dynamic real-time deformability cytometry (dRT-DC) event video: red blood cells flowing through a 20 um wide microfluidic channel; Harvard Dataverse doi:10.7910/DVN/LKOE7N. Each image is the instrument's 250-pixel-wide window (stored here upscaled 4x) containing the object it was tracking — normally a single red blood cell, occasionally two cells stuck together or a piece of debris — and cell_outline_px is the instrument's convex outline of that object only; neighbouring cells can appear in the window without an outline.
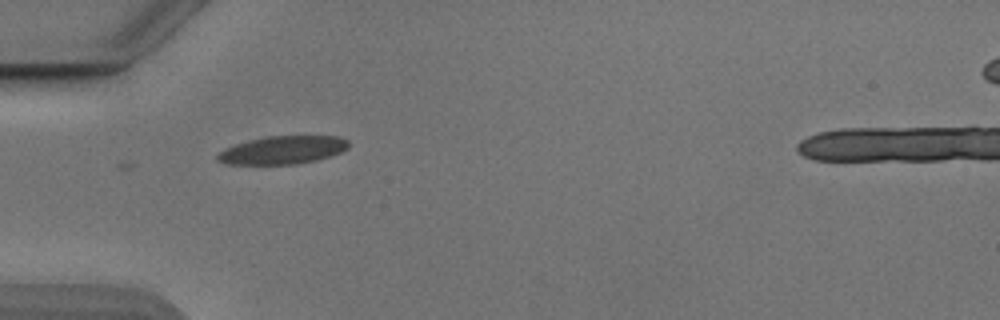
{"species": "Egyptian fruit bat (a non-hibernating species)", "species_latin": "Rousettus aegyptiacus", "temperature_condition": "cold", "stored_images_in_passage": 4, "camera_frame_rate_fps": 3000, "um_per_image_px": 0.085, "animal": {"sex": "male"}, "frame": {"image": 1, "passage_image": 1, "time_ms": 0.0, "image_size_px": [1000, 320], "cell_outline_px": [[348, 148], [340, 152], [316, 160], [296, 164], [228, 164], [216, 160], [216, 156], [224, 148], [236, 144], [268, 136], [336, 136], [348, 140]], "centroid_in_image_um": [24.01, 12.75], "position_along_channel_um": 61.0, "area_um2": 21.15}}
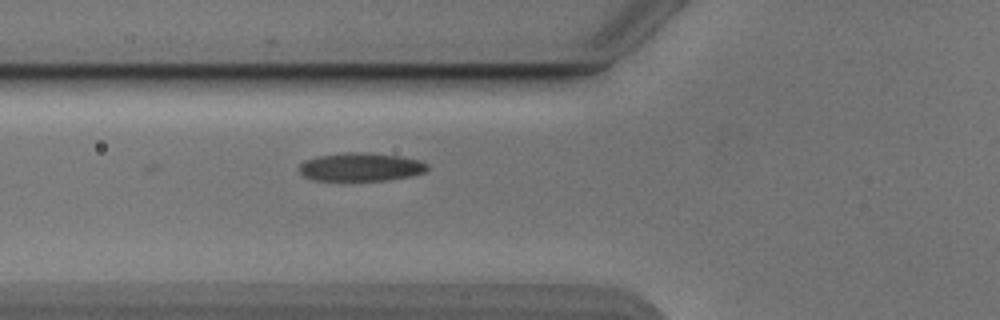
{"frame": {"image": 2, "passage_image": 4, "time_ms": 1.0, "image_size_px": [1000, 320], "cell_outline_px": [[428, 168], [424, 172], [412, 176], [388, 180], [312, 180], [304, 176], [300, 172], [300, 164], [304, 160], [316, 156], [344, 152], [368, 152], [400, 156], [420, 160], [428, 164]], "centroid_in_image_um": [30.67, 14.18], "position_along_channel_um": 95.1, "area_um2": 21.33}}